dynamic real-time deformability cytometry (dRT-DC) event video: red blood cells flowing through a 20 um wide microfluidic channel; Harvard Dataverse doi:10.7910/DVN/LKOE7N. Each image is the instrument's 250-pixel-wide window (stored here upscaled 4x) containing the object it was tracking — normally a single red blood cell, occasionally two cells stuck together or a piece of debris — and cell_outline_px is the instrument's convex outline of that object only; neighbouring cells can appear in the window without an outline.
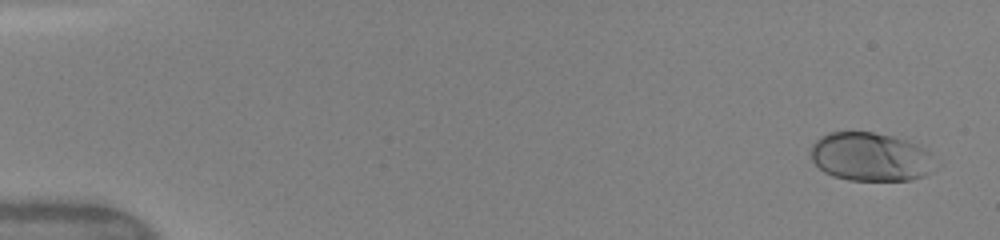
{"species": "human", "species_latin": "Homo sapiens", "temperature_condition": "warm", "stored_images_in_passage": 8, "camera_frame_rate_fps": 3000, "um_per_image_px": 0.085, "donor": {"sex": "female"}, "frame": {"image": 1, "passage_image": 1, "time_ms": 0.0, "image_size_px": [1000, 240], "cell_outline_px": [[928, 172], [924, 176], [912, 180], [848, 180], [832, 176], [824, 172], [812, 160], [812, 144], [820, 136], [828, 132], [872, 132], [892, 136], [916, 144], [928, 152]], "centroid_in_image_um": [73.88, 13.33], "position_along_channel_um": 11.1, "area_um2": 34.45}}
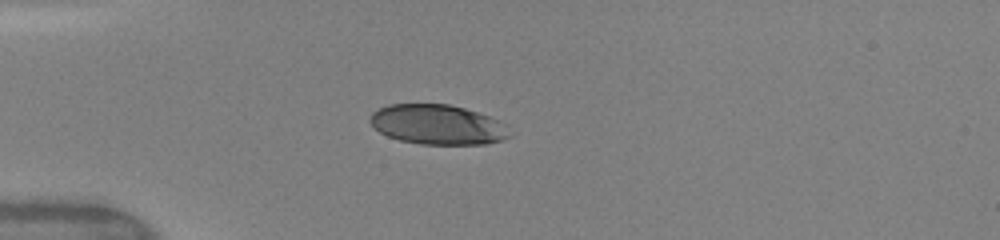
{"frame": {"image": 2, "passage_image": 6, "time_ms": 4.0, "image_size_px": [1000, 240], "cell_outline_px": [[512, 136], [504, 140], [484, 144], [420, 144], [400, 140], [388, 136], [380, 132], [368, 120], [372, 112], [388, 104], [448, 104], [464, 108], [488, 116], [504, 124]], "centroid_in_image_um": [37.19, 10.59], "position_along_channel_um": 47.8, "area_um2": 32.25}}
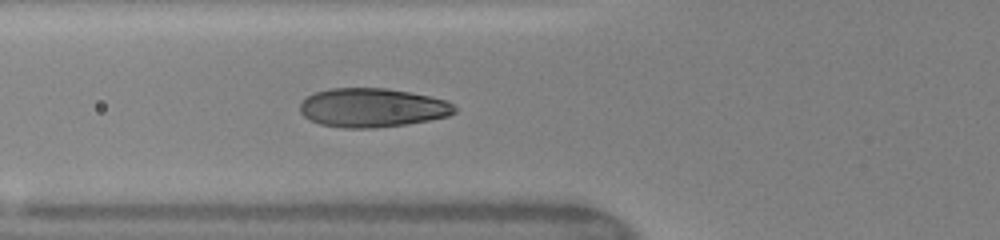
{"frame": {"image": 3, "passage_image": 8, "time_ms": 5.667, "image_size_px": [1000, 240], "cell_outline_px": [[456, 112], [448, 116], [408, 124], [376, 128], [344, 128], [320, 124], [304, 116], [300, 112], [300, 104], [308, 96], [316, 92], [328, 88], [388, 88], [448, 100], [456, 108]], "centroid_in_image_um": [31.66, 9.15], "position_along_channel_um": 94.1, "area_um2": 35.08}}